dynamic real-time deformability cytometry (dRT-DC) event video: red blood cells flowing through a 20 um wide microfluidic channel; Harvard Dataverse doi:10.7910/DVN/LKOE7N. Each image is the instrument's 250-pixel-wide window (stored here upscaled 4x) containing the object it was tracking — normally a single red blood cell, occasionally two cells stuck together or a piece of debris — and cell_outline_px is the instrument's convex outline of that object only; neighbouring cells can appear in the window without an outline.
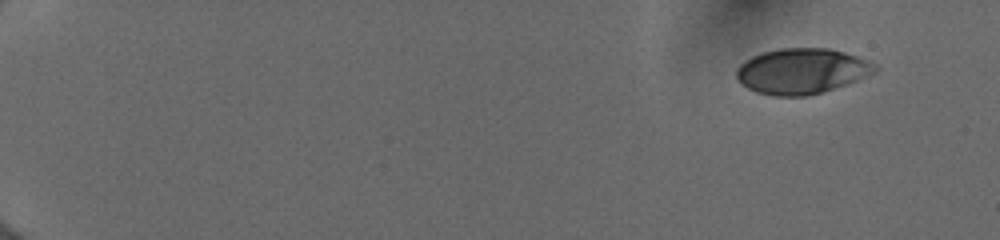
{"species": "human", "species_latin": "Homo sapiens", "temperature_condition": "cold", "stored_images_in_passage": 50, "camera_frame_rate_fps": 3000, "um_per_image_px": 0.085, "donor": {"sex": "female"}, "frame": {"image": 1, "passage_image": 1, "time_ms": 0.0, "image_size_px": [1000, 240], "cell_outline_px": [[880, 68], [876, 72], [856, 80], [808, 96], [772, 96], [756, 92], [748, 88], [736, 76], [736, 68], [744, 60], [752, 56], [764, 52], [780, 48], [828, 48], [844, 52], [868, 60], [876, 64]], "centroid_in_image_um": [68.14, 6.03], "position_along_channel_um": 16.9, "area_um2": 36.53}}
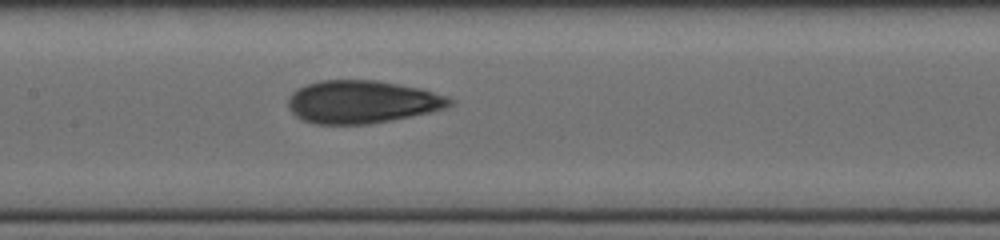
{"frame": {"image": 2, "passage_image": 26, "time_ms": 8.333, "image_size_px": [1000, 240], "cell_outline_px": [[456, 100], [448, 108], [432, 112], [392, 120], [368, 124], [312, 124], [296, 116], [288, 108], [288, 96], [296, 88], [320, 80], [376, 80], [420, 88], [448, 96]], "centroid_in_image_um": [30.79, 8.66], "position_along_channel_um": 176.6, "area_um2": 40.69}}
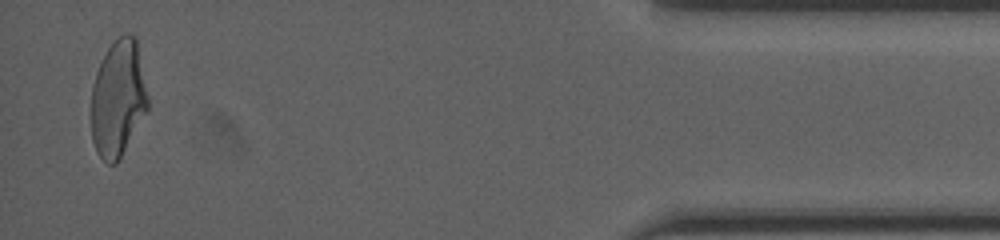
{"frame": {"image": 3, "passage_image": 49, "time_ms": 16.0, "image_size_px": [1000, 240], "cell_outline_px": [[148, 108], [120, 160], [116, 164], [108, 164], [96, 152], [92, 140], [92, 84], [96, 72], [108, 48], [124, 32], [128, 32], [136, 36], [148, 96]], "centroid_in_image_um": [10.04, 8.38], "position_along_channel_um": 425.2, "area_um2": 38.49}, "authors_computed_cell_mechanics": {"area_um2": 39.0728, "velocity_mm_per_s": 4.0062, "shape_relaxation_time_tau1_ms": 9.5745, "shape_relaxation_time_tau2_ms": 1.2197, "deformation_change_tau1": 0.2581, "deformation_change_tau2": 0.0651}}